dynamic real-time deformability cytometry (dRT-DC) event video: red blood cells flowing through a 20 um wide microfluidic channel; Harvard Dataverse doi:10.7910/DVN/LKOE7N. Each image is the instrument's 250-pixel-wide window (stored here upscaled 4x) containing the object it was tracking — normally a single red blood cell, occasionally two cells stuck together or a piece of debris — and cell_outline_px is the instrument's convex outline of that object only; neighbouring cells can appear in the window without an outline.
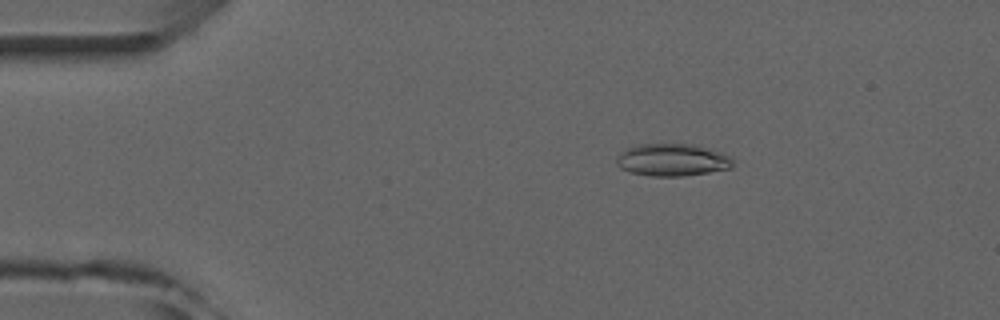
{"species": "common noctule bat (a hibernating species)", "species_latin": "Nyctalus noctula", "temperature_condition": "room temperature", "stored_images_in_passage": 8, "camera_frame_rate_fps": 3000, "um_per_image_px": 0.085, "animal": {"sex": "male", "forearm_length_mm": 52.5}, "frame": {"image": 1, "passage_image": 3, "time_ms": 2.333, "image_size_px": [1000, 320], "cell_outline_px": [[732, 168], [708, 172], [680, 176], [652, 176], [632, 172], [620, 168], [616, 164], [616, 160], [620, 152], [624, 148], [636, 144], [692, 144], [712, 148], [724, 152], [732, 160]], "centroid_in_image_um": [57.13, 13.57], "position_along_channel_um": 27.9, "area_um2": 22.08}}
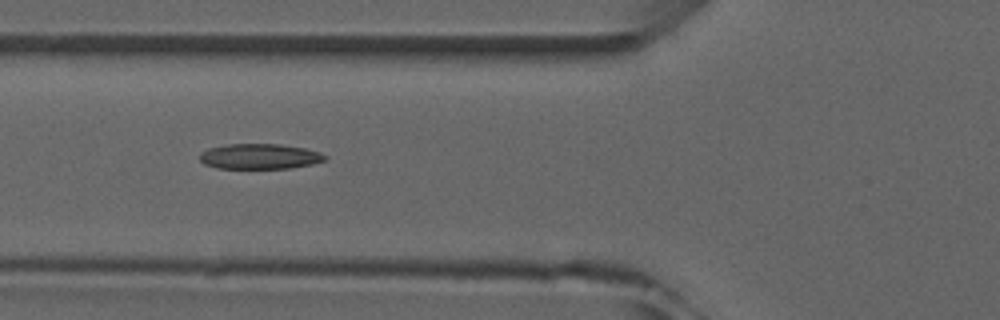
{"frame": {"image": 2, "passage_image": 6, "time_ms": 5.667, "image_size_px": [1000, 320], "cell_outline_px": [[328, 156], [324, 160], [312, 164], [292, 168], [216, 168], [204, 164], [200, 160], [200, 152], [208, 148], [228, 144], [280, 144], [308, 148], [320, 152]], "centroid_in_image_um": [22.08, 13.29], "position_along_channel_um": 103.7, "area_um2": 18.61}}
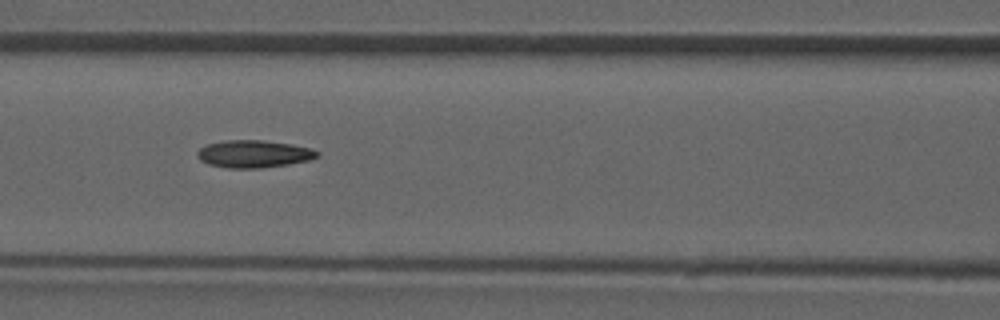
{"frame": {"image": 3, "passage_image": 7, "time_ms": 6.667, "image_size_px": [1000, 320], "cell_outline_px": [[320, 156], [308, 160], [288, 164], [260, 168], [228, 168], [208, 164], [200, 160], [196, 156], [196, 152], [204, 144], [224, 140], [264, 140], [292, 144], [312, 148], [320, 152]], "centroid_in_image_um": [21.55, 13.07], "position_along_channel_um": 145.0, "area_um2": 19.42}}